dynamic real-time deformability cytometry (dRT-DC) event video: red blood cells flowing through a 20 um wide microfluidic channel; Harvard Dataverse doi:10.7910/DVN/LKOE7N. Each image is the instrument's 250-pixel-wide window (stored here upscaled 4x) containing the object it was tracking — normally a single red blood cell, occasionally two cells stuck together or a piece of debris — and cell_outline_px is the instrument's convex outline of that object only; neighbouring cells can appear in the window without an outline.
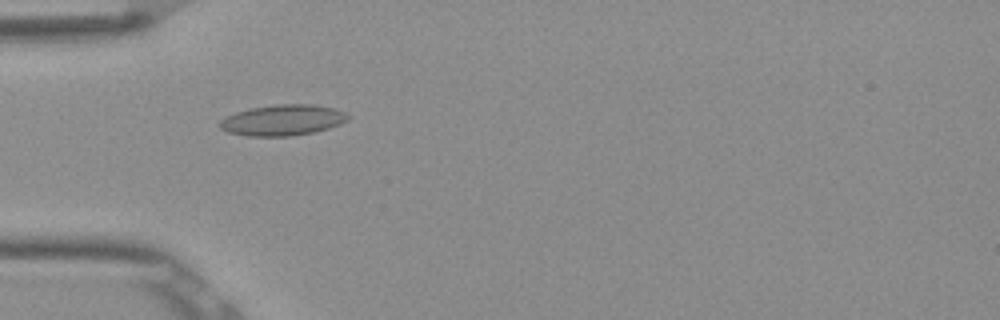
{"species": "Egyptian fruit bat (a non-hibernating species)", "species_latin": "Rousettus aegyptiacus", "temperature_condition": "room temperature", "stored_images_in_passage": 42, "camera_frame_rate_fps": 3000, "um_per_image_px": 0.085, "frame": {"image": 1, "passage_image": 6, "time_ms": 1.667, "image_size_px": [1000, 320], "cell_outline_px": [[352, 116], [348, 120], [340, 124], [316, 132], [292, 136], [248, 136], [228, 132], [220, 128], [216, 124], [220, 120], [236, 112], [252, 108], [276, 104], [312, 104], [336, 108]], "centroid_in_image_um": [24.06, 10.21], "position_along_channel_um": 60.9, "area_um2": 23.24}}
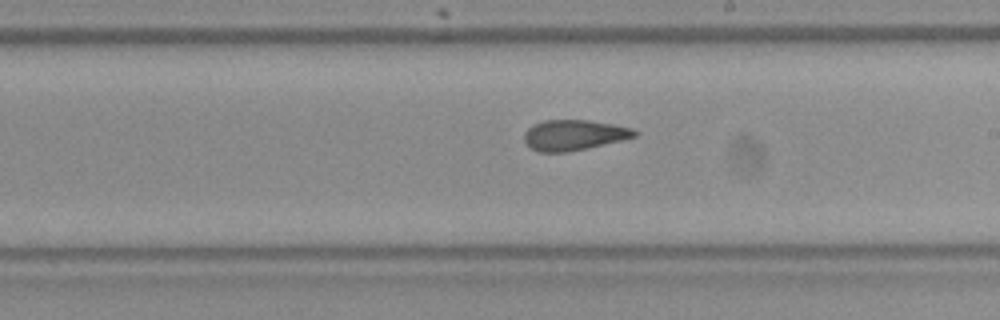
{"frame": {"image": 2, "passage_image": 20, "time_ms": 6.333, "image_size_px": [1000, 320], "cell_outline_px": [[640, 132], [636, 136], [620, 140], [568, 152], [540, 152], [532, 148], [524, 140], [524, 132], [532, 124], [544, 120], [588, 120], [612, 124], [632, 128]], "centroid_in_image_um": [48.76, 11.46], "position_along_channel_um": 240.2, "area_um2": 19.42}}
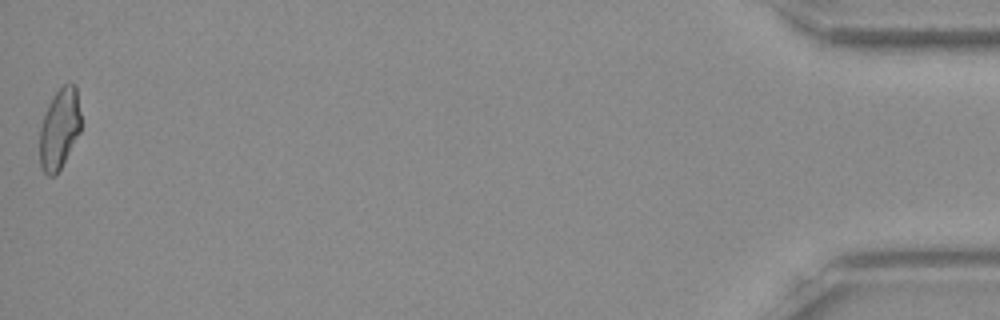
{"frame": {"image": 3, "passage_image": 42, "time_ms": 13.667, "image_size_px": [1000, 320], "cell_outline_px": [[80, 132], [60, 168], [52, 176], [48, 176], [44, 172], [40, 164], [40, 128], [44, 112], [52, 96], [64, 84], [76, 84], [80, 112]], "centroid_in_image_um": [5.04, 10.91], "position_along_channel_um": 430.2, "area_um2": 19.19}, "authors_computed_cell_mechanics": {"area_um2": 20.1144, "velocity_mm_per_s": 3.8826, "shape_relaxation_time_tau1_ms": null, "shape_relaxation_time_tau2_ms": 2.2613, "deformation_change_tau1": null, "deformation_change_tau2": 0.074}}